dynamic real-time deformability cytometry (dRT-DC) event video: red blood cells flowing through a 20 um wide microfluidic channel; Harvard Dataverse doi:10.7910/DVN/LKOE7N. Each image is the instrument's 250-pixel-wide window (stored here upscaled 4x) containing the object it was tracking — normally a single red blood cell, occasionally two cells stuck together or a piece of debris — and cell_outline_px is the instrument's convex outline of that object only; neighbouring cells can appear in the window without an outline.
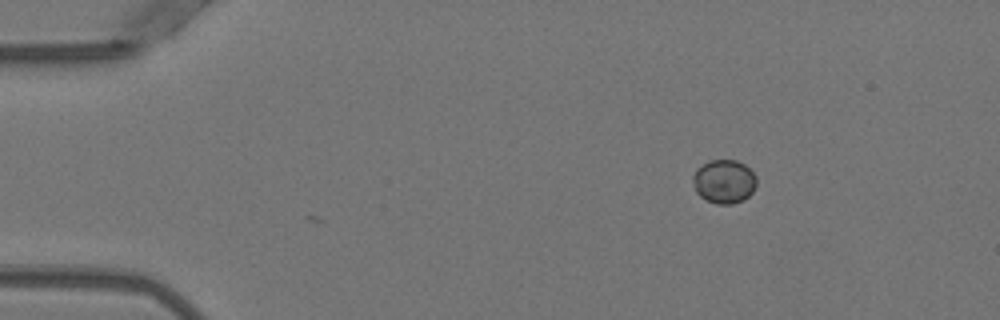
{"species": "Egyptian fruit bat (a non-hibernating species)", "species_latin": "Rousettus aegyptiacus", "temperature_condition": "warm", "stored_images_in_passage": 5, "camera_frame_rate_fps": 3000, "um_per_image_px": 0.085, "animal": {"sex": "female"}, "frame": {"image": 1, "passage_image": 5, "time_ms": 1.333, "image_size_px": [1000, 320], "cell_outline_px": [[756, 184], [752, 192], [744, 200], [732, 204], [716, 204], [700, 196], [696, 192], [692, 180], [692, 176], [696, 168], [708, 160], [736, 160], [744, 164], [756, 176]], "centroid_in_image_um": [61.52, 15.42], "position_along_channel_um": 23.5, "area_um2": 16.3}}